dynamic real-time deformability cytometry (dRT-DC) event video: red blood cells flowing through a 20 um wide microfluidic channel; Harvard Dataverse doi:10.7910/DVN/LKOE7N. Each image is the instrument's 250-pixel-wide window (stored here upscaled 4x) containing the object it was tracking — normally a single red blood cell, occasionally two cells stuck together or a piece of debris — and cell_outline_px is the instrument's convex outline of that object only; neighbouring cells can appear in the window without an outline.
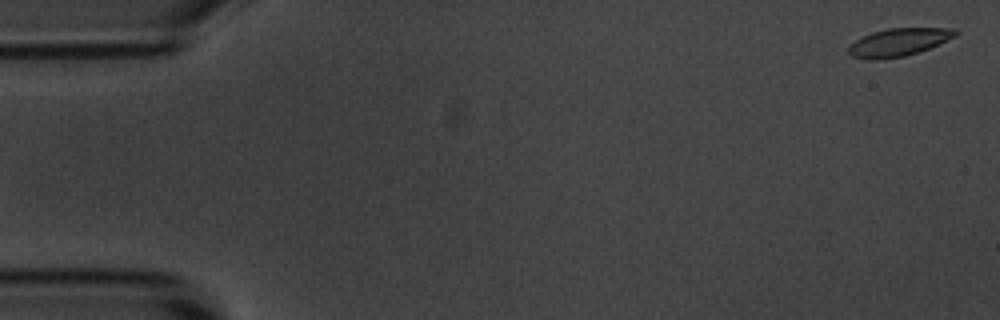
{"species": "common noctule bat (a hibernating species)", "species_latin": "Nyctalus noctula", "temperature_condition": "room temperature", "stored_images_in_passage": 5, "camera_frame_rate_fps": 3000, "um_per_image_px": 0.085, "animal": {"sex": "male", "body_mass_g": 20.1, "forearm_length_mm": 53.5}, "frame": {"image": 1, "passage_image": 1, "time_ms": 0.0, "image_size_px": [1000, 320], "cell_outline_px": [[960, 32], [956, 36], [928, 48], [904, 56], [876, 60], [868, 60], [852, 56], [848, 52], [848, 48], [856, 40], [872, 32], [888, 28], [956, 28]], "centroid_in_image_um": [76.39, 3.58], "position_along_channel_um": 8.6, "area_um2": 17.17}}
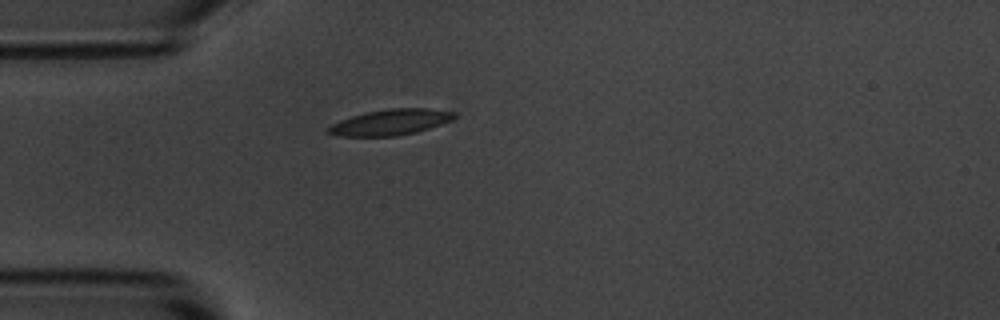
{"frame": {"image": 2, "passage_image": 5, "time_ms": 4.667, "image_size_px": [1000, 320], "cell_outline_px": [[456, 116], [452, 120], [416, 132], [396, 136], [336, 136], [324, 132], [324, 128], [340, 120], [364, 112], [388, 108], [428, 108], [452, 112]], "centroid_in_image_um": [33.1, 10.39], "position_along_channel_um": 51.9, "area_um2": 19.02}}